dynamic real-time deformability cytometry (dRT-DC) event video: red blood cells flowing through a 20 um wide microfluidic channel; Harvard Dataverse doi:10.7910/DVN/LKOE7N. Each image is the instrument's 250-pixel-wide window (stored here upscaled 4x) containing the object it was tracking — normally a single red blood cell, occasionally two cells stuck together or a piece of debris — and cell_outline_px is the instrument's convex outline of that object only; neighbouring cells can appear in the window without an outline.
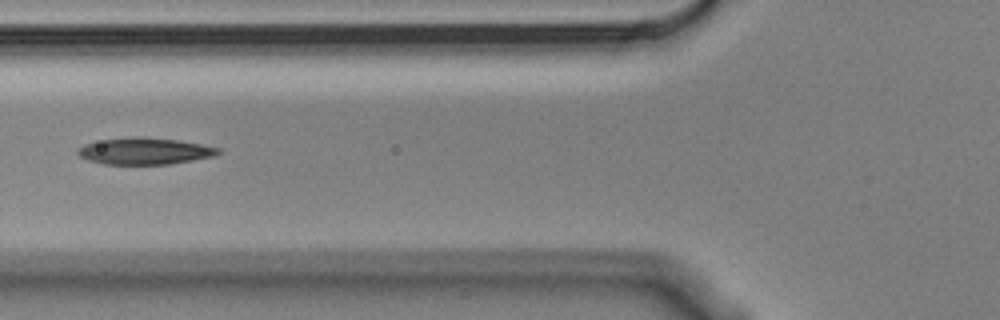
{"species": "Egyptian fruit bat (a non-hibernating species)", "species_latin": "Rousettus aegyptiacus", "temperature_condition": "cold", "stored_images_in_passage": 3, "camera_frame_rate_fps": 3000, "um_per_image_px": 0.085, "animal": {"sex": "male"}, "frame": {"image": 1, "passage_image": 3, "time_ms": 0.667, "image_size_px": [1000, 320], "cell_outline_px": [[220, 152], [212, 156], [172, 164], [104, 164], [88, 160], [80, 156], [76, 152], [76, 148], [84, 144], [104, 140], [140, 136], [144, 136], [176, 140], [200, 144], [220, 148]], "centroid_in_image_um": [12.26, 12.84], "position_along_channel_um": 113.5, "area_um2": 21.62}}